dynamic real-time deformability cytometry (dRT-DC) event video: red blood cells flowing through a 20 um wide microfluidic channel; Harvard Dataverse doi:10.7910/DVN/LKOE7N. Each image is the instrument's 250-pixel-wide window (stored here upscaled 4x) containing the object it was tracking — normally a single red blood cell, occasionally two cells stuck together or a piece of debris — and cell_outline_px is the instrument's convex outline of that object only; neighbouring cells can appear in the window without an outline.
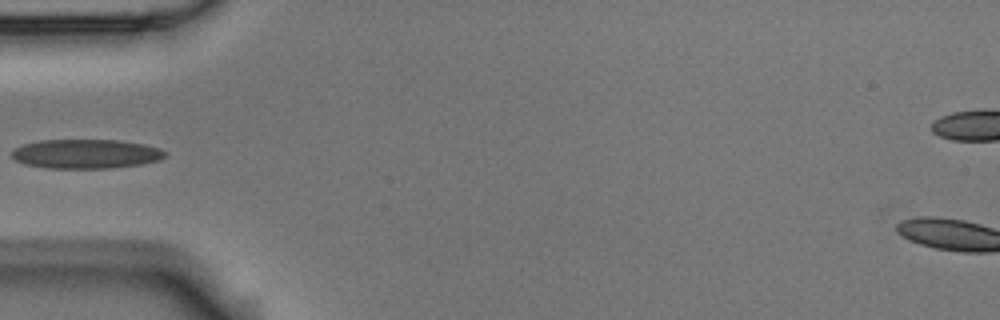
{"species": "Egyptian fruit bat (a non-hibernating species)", "species_latin": "Rousettus aegyptiacus", "temperature_condition": "room temperature", "stored_images_in_passage": 5, "camera_frame_rate_fps": 3000, "um_per_image_px": 0.085, "animal": {"sex": "male"}, "frame": {"image": 1, "passage_image": 4, "time_ms": 1.0, "image_size_px": [1000, 320], "cell_outline_px": [[168, 156], [160, 160], [140, 164], [112, 168], [44, 168], [24, 164], [16, 160], [12, 156], [12, 148], [24, 144], [40, 140], [120, 140], [144, 144], [160, 148], [168, 152]], "centroid_in_image_um": [7.33, 13.08], "position_along_channel_um": 77.7, "area_um2": 26.41}}
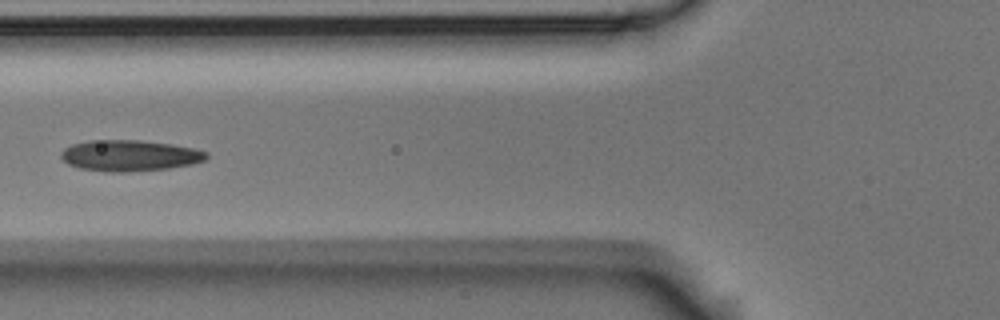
{"frame": {"image": 2, "passage_image": 5, "time_ms": 1.333, "image_size_px": [1000, 320], "cell_outline_px": [[208, 156], [204, 160], [192, 164], [168, 168], [124, 172], [104, 172], [80, 168], [68, 164], [60, 156], [60, 152], [64, 148], [72, 144], [88, 140], [140, 140], [172, 144], [192, 148], [208, 152]], "centroid_in_image_um": [10.99, 13.22], "position_along_channel_um": 114.8, "area_um2": 26.36}}